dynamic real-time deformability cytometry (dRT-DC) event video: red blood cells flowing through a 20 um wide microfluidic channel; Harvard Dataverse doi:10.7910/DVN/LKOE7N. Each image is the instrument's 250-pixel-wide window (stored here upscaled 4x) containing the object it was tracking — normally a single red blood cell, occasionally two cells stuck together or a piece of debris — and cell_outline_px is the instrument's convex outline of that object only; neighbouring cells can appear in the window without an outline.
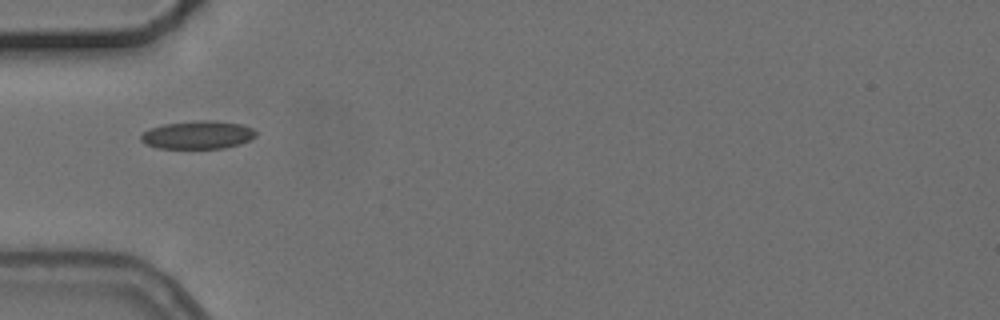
{"species": "common noctule bat (a hibernating species)", "species_latin": "Nyctalus noctula", "temperature_condition": "cold", "stored_images_in_passage": 3, "camera_frame_rate_fps": 3000, "um_per_image_px": 0.085, "animal": {"sex": "female", "body_mass_g": 24.6, "forearm_length_mm": 56.2}, "frame": {"image": 1, "passage_image": 1, "time_ms": 0.0, "image_size_px": [1000, 320], "cell_outline_px": [[256, 136], [240, 144], [224, 148], [156, 148], [144, 144], [140, 140], [140, 136], [144, 132], [152, 128], [164, 124], [200, 120], [212, 120], [240, 124], [252, 128], [256, 132]], "centroid_in_image_um": [16.79, 11.47], "position_along_channel_um": 68.2, "area_um2": 18.73}}
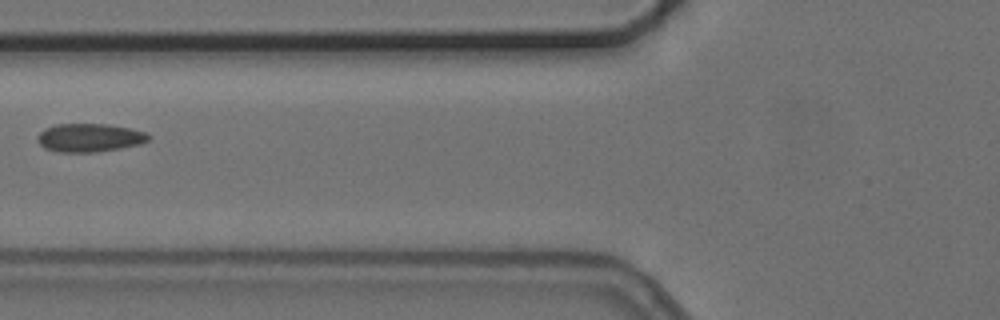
{"frame": {"image": 2, "passage_image": 2, "time_ms": 1.333, "image_size_px": [1000, 320], "cell_outline_px": [[152, 136], [148, 140], [140, 144], [120, 148], [92, 152], [60, 152], [44, 148], [36, 140], [36, 136], [44, 128], [56, 124], [108, 124], [148, 132]], "centroid_in_image_um": [7.6, 11.7], "position_along_channel_um": 118.2, "area_um2": 18.44}}
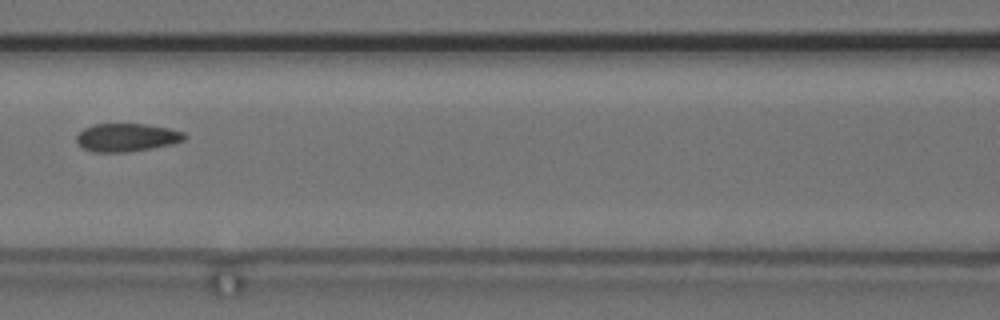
{"frame": {"image": 3, "passage_image": 3, "time_ms": 2.333, "image_size_px": [1000, 320], "cell_outline_px": [[188, 136], [184, 140], [172, 144], [152, 148], [124, 152], [92, 152], [80, 148], [76, 140], [76, 136], [84, 128], [92, 124], [144, 124], [168, 128], [184, 132]], "centroid_in_image_um": [10.75, 11.69], "position_along_channel_um": 155.9, "area_um2": 17.8}}